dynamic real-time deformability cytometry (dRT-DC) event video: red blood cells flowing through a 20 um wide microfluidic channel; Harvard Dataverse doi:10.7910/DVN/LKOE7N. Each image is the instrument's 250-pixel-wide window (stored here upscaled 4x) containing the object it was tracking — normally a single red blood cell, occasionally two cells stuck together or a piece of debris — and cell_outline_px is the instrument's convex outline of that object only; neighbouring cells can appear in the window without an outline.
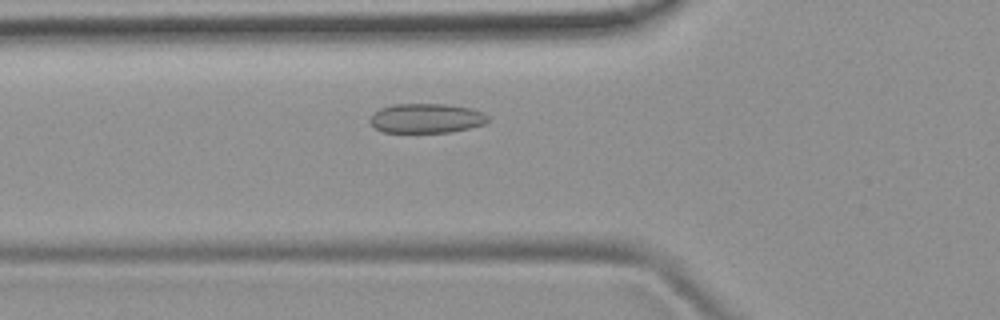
{"species": "common noctule bat (a hibernating species)", "species_latin": "Nyctalus noctula", "temperature_condition": "room temperature", "stored_images_in_passage": 35, "camera_frame_rate_fps": 3000, "um_per_image_px": 0.085, "animal": {"sex": "female", "body_mass_g": 19.9}, "frame": {"image": 1, "passage_image": 2, "time_ms": 0.333, "image_size_px": [1000, 320], "cell_outline_px": [[492, 120], [484, 124], [452, 132], [384, 132], [376, 128], [368, 120], [372, 112], [380, 108], [392, 104], [448, 104], [472, 108], [484, 112]], "centroid_in_image_um": [36.26, 10.04], "position_along_channel_um": 89.5, "area_um2": 20.58}}
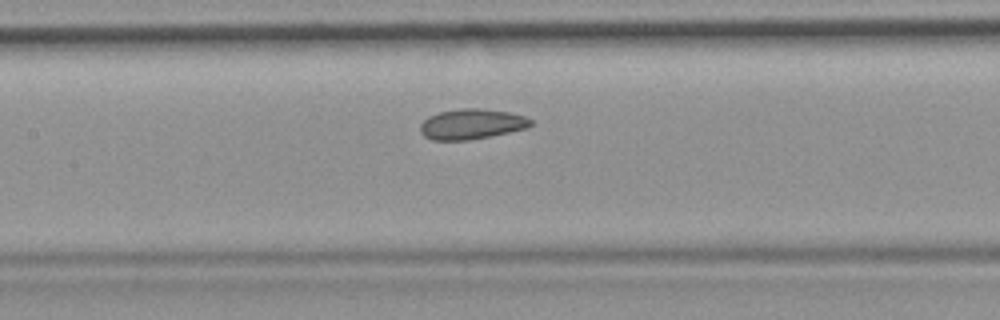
{"frame": {"image": 2, "passage_image": 8, "time_ms": 2.333, "image_size_px": [1000, 320], "cell_outline_px": [[532, 124], [528, 128], [468, 140], [432, 140], [424, 136], [420, 132], [420, 124], [428, 116], [440, 112], [460, 108], [484, 108], [508, 112], [524, 116], [532, 120]], "centroid_in_image_um": [40.07, 10.54], "position_along_channel_um": 167.3, "area_um2": 19.48}}
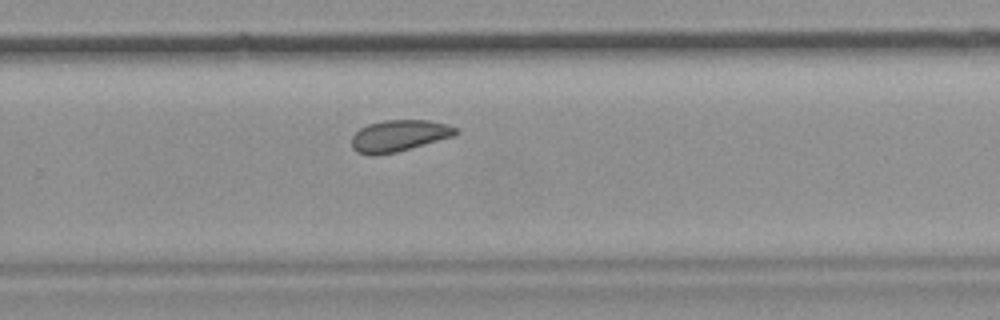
{"frame": {"image": 3, "passage_image": 18, "time_ms": 5.667, "image_size_px": [1000, 320], "cell_outline_px": [[460, 132], [456, 136], [396, 152], [376, 156], [372, 156], [356, 152], [352, 148], [352, 136], [360, 128], [368, 124], [384, 120], [428, 120], [448, 124], [456, 128]], "centroid_in_image_um": [33.93, 11.54], "position_along_channel_um": 295.9, "area_um2": 19.36}}